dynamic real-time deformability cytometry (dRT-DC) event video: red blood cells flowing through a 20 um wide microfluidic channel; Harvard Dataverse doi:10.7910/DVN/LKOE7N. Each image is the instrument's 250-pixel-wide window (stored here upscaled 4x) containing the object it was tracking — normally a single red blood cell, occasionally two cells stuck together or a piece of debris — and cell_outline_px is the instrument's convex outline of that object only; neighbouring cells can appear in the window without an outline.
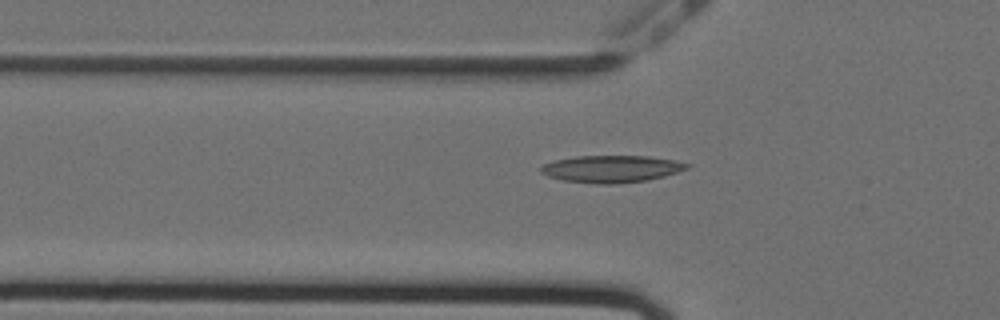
{"species": "Egyptian fruit bat (a non-hibernating species)", "species_latin": "Rousettus aegyptiacus", "temperature_condition": "cold", "stored_images_in_passage": 39, "camera_frame_rate_fps": 3000, "um_per_image_px": 0.085, "animal": {"sex": "female"}, "frame": {"image": 1, "passage_image": 5, "time_ms": 1.333, "image_size_px": [1000, 320], "cell_outline_px": [[692, 164], [688, 168], [664, 176], [648, 180], [616, 184], [596, 184], [564, 180], [548, 176], [540, 172], [540, 168], [544, 164], [552, 160], [576, 156], [648, 156], [672, 160]], "centroid_in_image_um": [51.95, 14.35], "position_along_channel_um": 73.9, "area_um2": 23.06}}
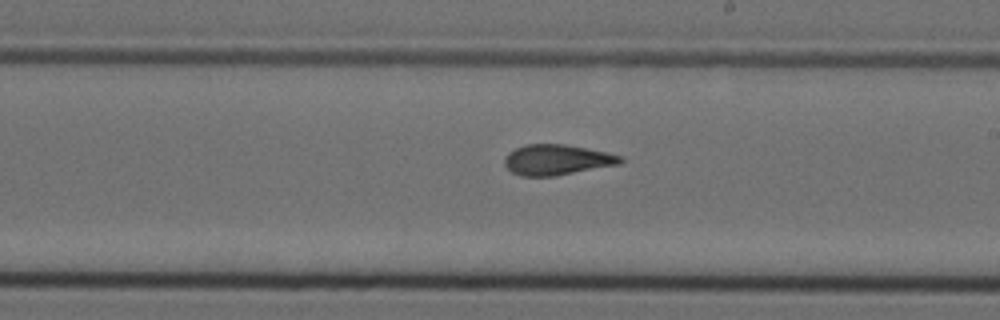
{"frame": {"image": 2, "passage_image": 19, "time_ms": 6.0, "image_size_px": [1000, 320], "cell_outline_px": [[624, 160], [620, 164], [556, 176], [520, 176], [512, 172], [504, 164], [504, 156], [508, 152], [524, 144], [564, 144], [604, 152], [620, 156]], "centroid_in_image_um": [47.29, 13.59], "position_along_channel_um": 241.7, "area_um2": 20.52}}
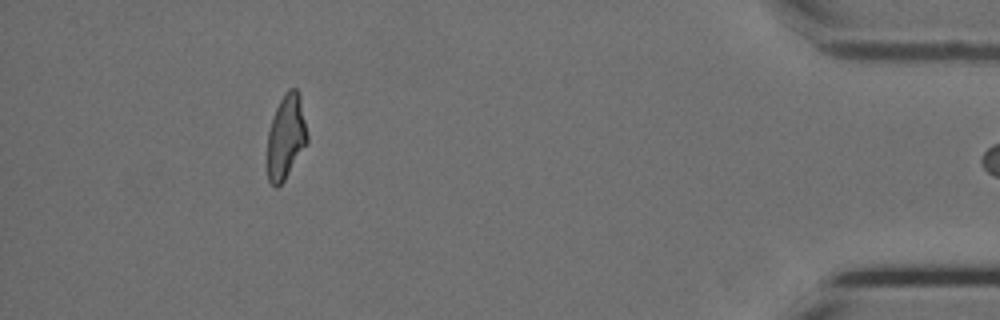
{"frame": {"image": 3, "passage_image": 38, "time_ms": 12.333, "image_size_px": [1000, 320], "cell_outline_px": [[308, 140], [284, 180], [276, 188], [268, 180], [264, 164], [268, 132], [272, 116], [284, 92], [288, 88], [296, 88], [300, 96], [308, 136]], "centroid_in_image_um": [24.24, 11.65], "position_along_channel_um": 411.0, "area_um2": 20.06}}